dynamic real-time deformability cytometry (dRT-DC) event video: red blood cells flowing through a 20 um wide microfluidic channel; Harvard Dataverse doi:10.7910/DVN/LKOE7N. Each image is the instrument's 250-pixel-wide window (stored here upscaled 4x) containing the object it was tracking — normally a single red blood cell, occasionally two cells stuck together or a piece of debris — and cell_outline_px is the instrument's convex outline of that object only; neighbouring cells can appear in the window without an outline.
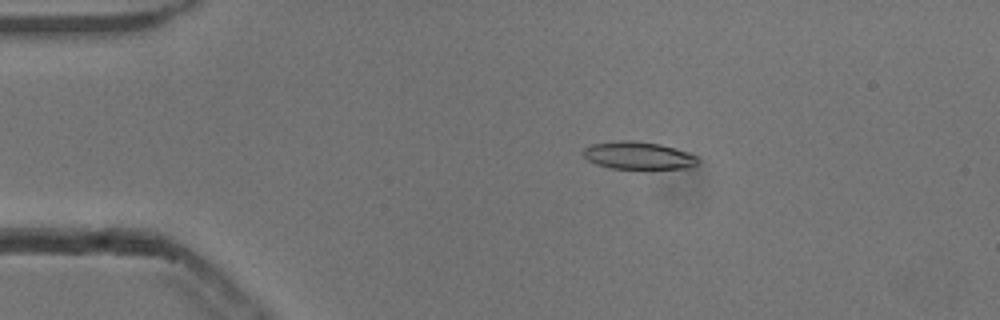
{"species": "common noctule bat (a hibernating species)", "species_latin": "Nyctalus noctula", "temperature_condition": "cold", "stored_images_in_passage": 49, "camera_frame_rate_fps": 3000, "um_per_image_px": 0.085, "animal": {"sex": "male", "body_mass_g": 13.3}, "frame": {"image": 1, "passage_image": 6, "time_ms": 1.667, "image_size_px": [1000, 320], "cell_outline_px": [[700, 160], [696, 164], [688, 168], [612, 168], [596, 164], [588, 160], [580, 152], [584, 148], [592, 144], [616, 140], [632, 140], [660, 144], [676, 148], [688, 152], [696, 156]], "centroid_in_image_um": [54.23, 13.2], "position_along_channel_um": 30.8, "area_um2": 18.44}}
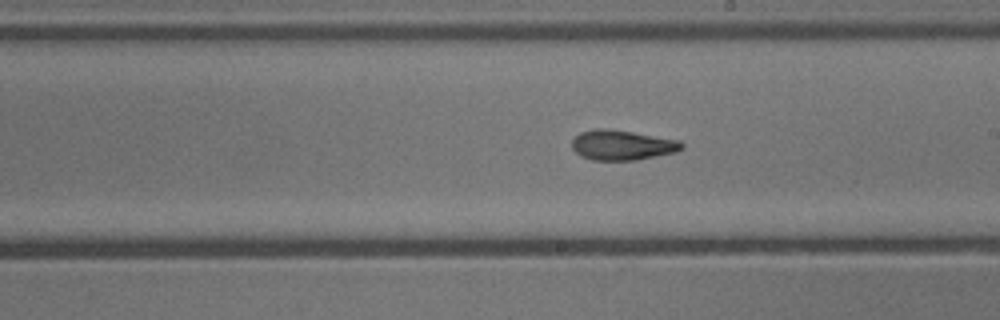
{"frame": {"image": 2, "passage_image": 26, "time_ms": 8.333, "image_size_px": [1000, 320], "cell_outline_px": [[684, 148], [676, 152], [636, 160], [592, 160], [580, 156], [572, 148], [572, 140], [580, 132], [592, 128], [608, 128], [680, 140], [684, 144]], "centroid_in_image_um": [52.87, 12.32], "position_along_channel_um": 236.1, "area_um2": 19.36}}
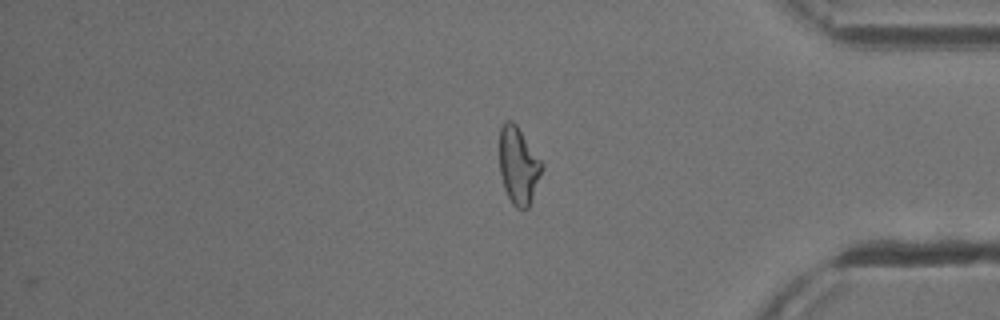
{"frame": {"image": 3, "passage_image": 40, "time_ms": 13.0, "image_size_px": [1000, 320], "cell_outline_px": [[544, 164], [528, 208], [516, 208], [512, 204], [504, 188], [500, 172], [500, 128], [504, 120], [512, 120], [516, 124]], "centroid_in_image_um": [44.05, 14.04], "position_along_channel_um": 391.1, "area_um2": 18.84}, "authors_computed_cell_mechanics": {"area_um2": 19.1896, "velocity_mm_per_s": 3.8462, "shape_relaxation_time_tau1_ms": 5.5659, "shape_relaxation_time_tau2_ms": 2.7922, "deformation_change_tau1": 0.1817, "deformation_change_tau2": 0.1124}}